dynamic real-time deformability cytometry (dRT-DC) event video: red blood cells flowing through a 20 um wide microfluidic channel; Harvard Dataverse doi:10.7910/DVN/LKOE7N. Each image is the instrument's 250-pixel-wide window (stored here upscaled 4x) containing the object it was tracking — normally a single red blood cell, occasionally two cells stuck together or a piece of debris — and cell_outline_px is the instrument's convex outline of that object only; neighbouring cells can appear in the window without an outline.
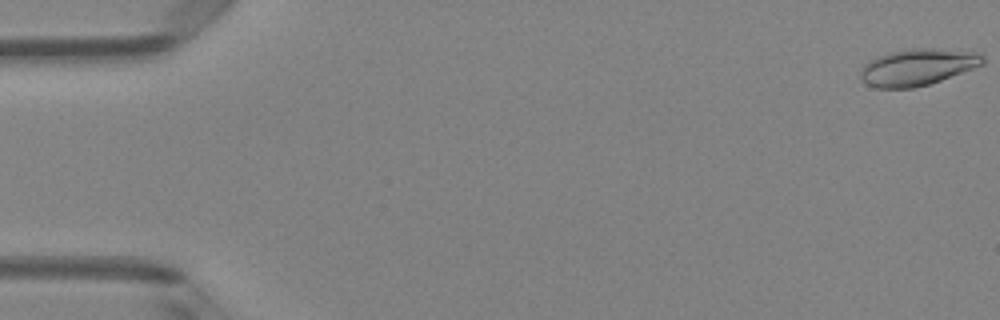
{"species": "Egyptian fruit bat (a non-hibernating species)", "species_latin": "Rousettus aegyptiacus", "temperature_condition": "room temperature", "stored_images_in_passage": 50, "camera_frame_rate_fps": 3000, "um_per_image_px": 0.085, "animal": {"sex": "female"}, "frame": {"image": 1, "passage_image": 1, "time_ms": 0.0, "image_size_px": [1000, 320], "cell_outline_px": [[984, 64], [940, 80], [928, 84], [912, 88], [876, 88], [860, 80], [860, 72], [864, 64], [868, 60], [888, 52], [908, 48], [932, 48], [980, 52], [984, 56]], "centroid_in_image_um": [77.97, 5.69], "position_along_channel_um": 7.0, "area_um2": 26.24}}
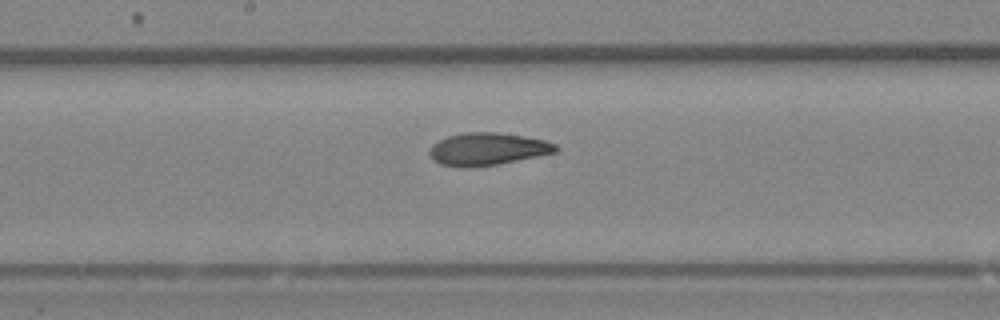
{"frame": {"image": 2, "passage_image": 27, "time_ms": 8.667, "image_size_px": [1000, 320], "cell_outline_px": [[560, 148], [556, 152], [496, 164], [440, 164], [432, 160], [428, 152], [432, 144], [448, 136], [464, 132], [496, 132], [524, 136], [544, 140], [556, 144]], "centroid_in_image_um": [41.47, 12.61], "position_along_channel_um": 206.7, "area_um2": 23.0}}
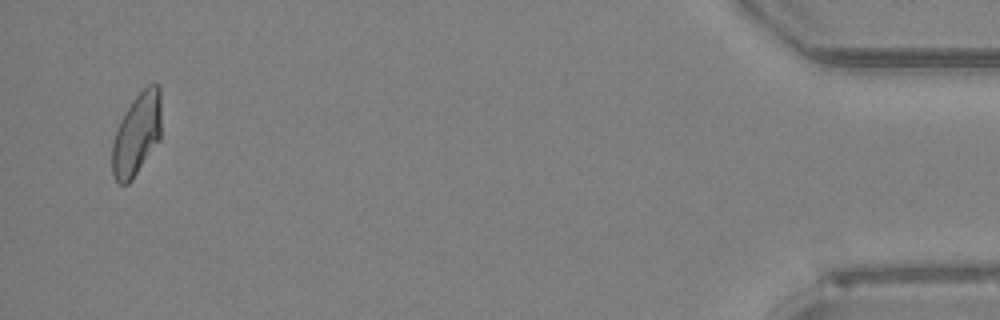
{"frame": {"image": 3, "passage_image": 49, "time_ms": 16.0, "image_size_px": [1000, 320], "cell_outline_px": [[160, 140], [132, 180], [128, 184], [120, 184], [116, 180], [112, 172], [112, 144], [120, 120], [124, 112], [132, 100], [148, 84], [160, 84]], "centroid_in_image_um": [11.62, 11.41], "position_along_channel_um": 423.6, "area_um2": 23.58}, "authors_computed_cell_mechanics": {"area_um2": 24.0448, "velocity_mm_per_s": 4.0821, "shape_relaxation_time_tau1_ms": 4.6634, "shape_relaxation_time_tau2_ms": 2.1298, "deformation_change_tau1": 0.1549, "deformation_change_tau2": 0.0746}}